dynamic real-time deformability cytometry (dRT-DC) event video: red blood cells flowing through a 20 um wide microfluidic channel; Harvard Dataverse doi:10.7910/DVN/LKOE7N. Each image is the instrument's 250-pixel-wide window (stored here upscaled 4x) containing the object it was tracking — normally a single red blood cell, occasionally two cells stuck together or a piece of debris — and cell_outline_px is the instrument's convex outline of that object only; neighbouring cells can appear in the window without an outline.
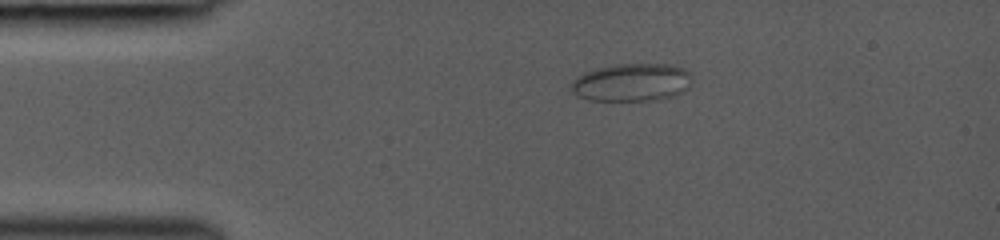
{"species": "common noctule bat (a hibernating species)", "species_latin": "Nyctalus noctula", "temperature_condition": "room temperature", "stored_images_in_passage": 3, "camera_frame_rate_fps": 3000, "um_per_image_px": 0.085, "animal": {"sex": "female", "body_mass_g": 19.0, "forearm_length_mm": 53.3}, "frame": {"image": 1, "passage_image": 1, "time_ms": 0.0, "image_size_px": [1000, 240], "cell_outline_px": [[688, 88], [684, 92], [672, 96], [656, 100], [588, 100], [572, 92], [572, 80], [576, 76], [584, 72], [596, 68], [620, 64], [672, 64], [688, 68]], "centroid_in_image_um": [53.69, 6.99], "position_along_channel_um": 31.3, "area_um2": 26.59}}